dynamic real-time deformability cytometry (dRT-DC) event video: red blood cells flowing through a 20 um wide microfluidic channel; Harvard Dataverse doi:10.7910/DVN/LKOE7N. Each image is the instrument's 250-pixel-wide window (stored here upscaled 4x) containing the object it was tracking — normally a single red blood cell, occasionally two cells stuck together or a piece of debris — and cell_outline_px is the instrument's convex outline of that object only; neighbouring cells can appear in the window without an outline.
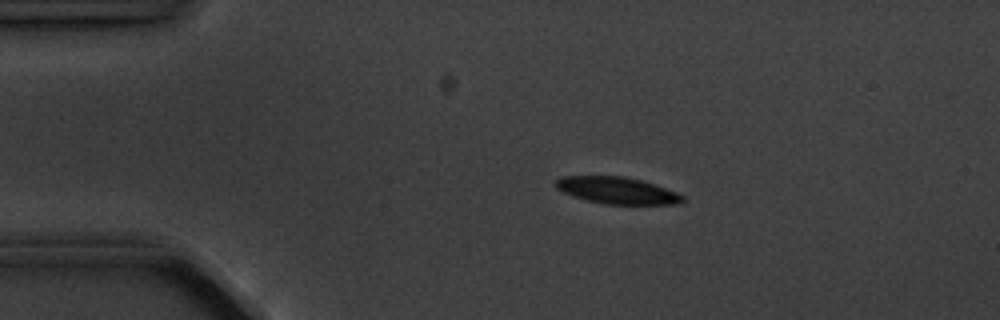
{"species": "common noctule bat (a hibernating species)", "species_latin": "Nyctalus noctula", "temperature_condition": "cold", "stored_images_in_passage": 6, "camera_frame_rate_fps": 3000, "um_per_image_px": 0.085, "animal": {"sex": "male", "body_mass_g": 20.1, "forearm_length_mm": 53.5}, "frame": {"image": 1, "passage_image": 4, "time_ms": 3.333, "image_size_px": [1000, 320], "cell_outline_px": [[684, 200], [676, 204], [604, 204], [572, 196], [556, 188], [556, 180], [560, 176], [624, 176], [640, 180], [676, 192], [684, 196]], "centroid_in_image_um": [52.42, 16.18], "position_along_channel_um": 32.6, "area_um2": 19.54}}